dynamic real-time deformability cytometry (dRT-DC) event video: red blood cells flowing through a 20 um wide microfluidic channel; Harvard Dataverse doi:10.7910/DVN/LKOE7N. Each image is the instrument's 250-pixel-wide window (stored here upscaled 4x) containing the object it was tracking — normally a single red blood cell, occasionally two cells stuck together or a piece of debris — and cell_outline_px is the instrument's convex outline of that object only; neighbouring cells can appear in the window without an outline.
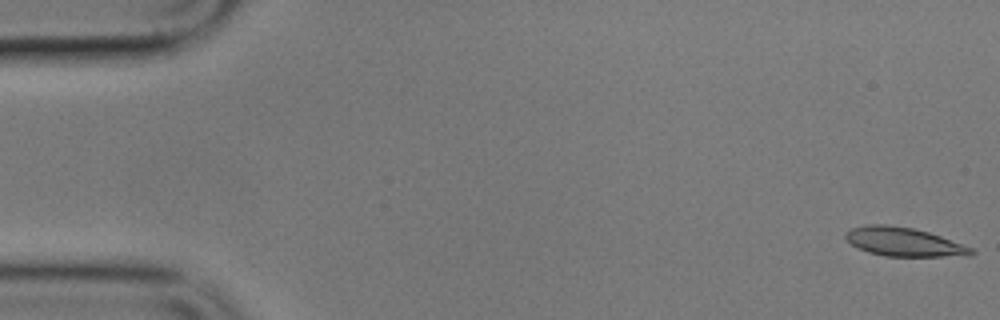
{"species": "common noctule bat (a hibernating species)", "species_latin": "Nyctalus noctula", "temperature_condition": "cold", "stored_images_in_passage": 6, "camera_frame_rate_fps": 3000, "um_per_image_px": 0.085, "animal": {"sex": "male", "body_mass_g": 17.9}, "frame": {"image": 1, "passage_image": 1, "time_ms": 0.0, "image_size_px": [1000, 320], "cell_outline_px": [[976, 252], [972, 256], [884, 256], [868, 252], [856, 248], [844, 236], [844, 232], [852, 228], [864, 224], [888, 224], [912, 228], [928, 232], [940, 236], [972, 248]], "centroid_in_image_um": [76.79, 20.56], "position_along_channel_um": 8.2, "area_um2": 21.15}}
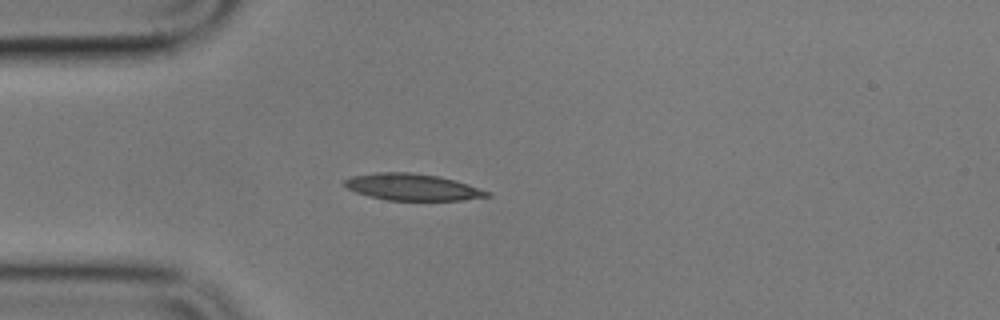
{"frame": {"image": 2, "passage_image": 5, "time_ms": 4.667, "image_size_px": [1000, 320], "cell_outline_px": [[492, 196], [464, 200], [388, 200], [368, 196], [356, 192], [348, 188], [344, 184], [344, 180], [352, 176], [376, 172], [412, 172], [440, 176], [456, 180], [492, 192]], "centroid_in_image_um": [35.1, 15.9], "position_along_channel_um": 49.9, "area_um2": 22.31}}